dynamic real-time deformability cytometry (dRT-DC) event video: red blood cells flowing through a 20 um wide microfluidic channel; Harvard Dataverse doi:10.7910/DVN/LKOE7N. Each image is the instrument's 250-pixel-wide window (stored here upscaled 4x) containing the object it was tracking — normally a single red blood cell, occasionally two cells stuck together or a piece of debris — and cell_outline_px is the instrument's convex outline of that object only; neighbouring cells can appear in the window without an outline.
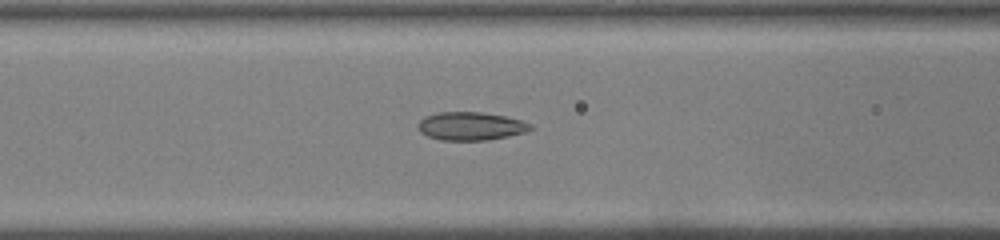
{"species": "common noctule bat (a hibernating species)", "species_latin": "Nyctalus noctula", "temperature_condition": "warm", "stored_images_in_passage": 36, "camera_frame_rate_fps": 3000, "um_per_image_px": 0.085, "animal": {"sex": "male", "body_mass_g": 19.0, "forearm_length_mm": 50.8}, "frame": {"image": 1, "passage_image": 19, "time_ms": 6.0, "image_size_px": [1000, 240], "cell_outline_px": [[532, 128], [528, 132], [508, 136], [484, 140], [440, 140], [428, 136], [420, 132], [416, 124], [424, 116], [436, 112], [480, 112], [504, 116], [520, 120], [532, 124]], "centroid_in_image_um": [39.98, 10.72], "position_along_channel_um": 126.6, "area_um2": 18.55}}
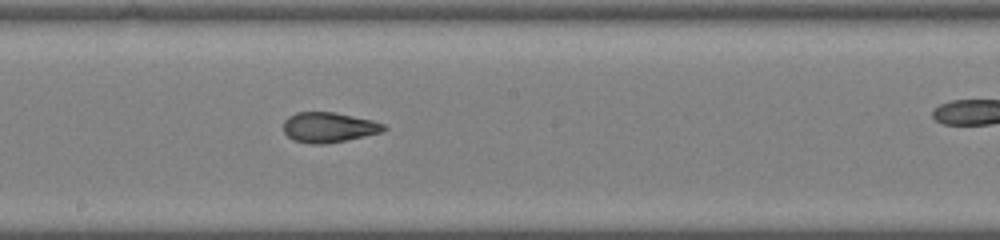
{"frame": {"image": 2, "passage_image": 25, "time_ms": 8.0, "image_size_px": [1000, 240], "cell_outline_px": [[388, 128], [380, 132], [344, 140], [320, 144], [312, 144], [292, 140], [284, 132], [284, 120], [288, 116], [296, 112], [336, 112], [372, 120], [384, 124]], "centroid_in_image_um": [27.91, 10.81], "position_along_channel_um": 220.3, "area_um2": 17.46}}
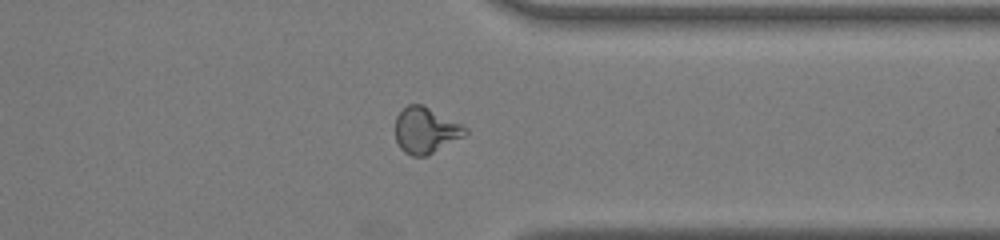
{"frame": {"image": 3, "passage_image": 35, "time_ms": 11.333, "image_size_px": [1000, 240], "cell_outline_px": [[468, 132], [464, 136], [424, 156], [412, 156], [404, 152], [400, 148], [396, 140], [396, 116], [408, 104], [424, 104], [468, 128]], "centroid_in_image_um": [36.17, 11.05], "position_along_channel_um": 375.2, "area_um2": 18.55}}